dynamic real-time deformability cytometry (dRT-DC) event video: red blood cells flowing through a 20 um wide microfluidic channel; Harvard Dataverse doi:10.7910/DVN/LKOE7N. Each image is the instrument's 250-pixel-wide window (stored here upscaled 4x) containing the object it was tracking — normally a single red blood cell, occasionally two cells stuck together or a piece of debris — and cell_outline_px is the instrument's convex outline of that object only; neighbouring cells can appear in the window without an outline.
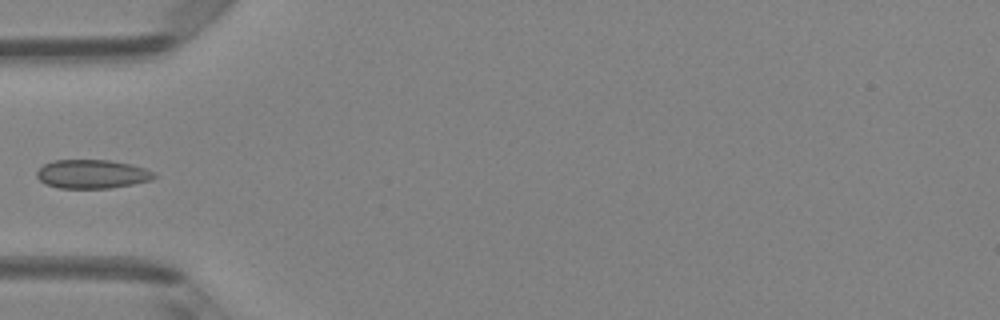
{"species": "Egyptian fruit bat (a non-hibernating species)", "species_latin": "Rousettus aegyptiacus", "temperature_condition": "room temperature", "stored_images_in_passage": 5, "camera_frame_rate_fps": 3000, "um_per_image_px": 0.085, "animal": {"sex": "female"}, "frame": {"image": 1, "passage_image": 5, "time_ms": 5.333, "image_size_px": [1000, 320], "cell_outline_px": [[156, 176], [152, 180], [132, 184], [108, 188], [60, 188], [44, 184], [36, 176], [36, 172], [44, 164], [52, 160], [108, 160], [132, 164], [144, 168], [152, 172]], "centroid_in_image_um": [7.8, 14.79], "position_along_channel_um": 77.2, "area_um2": 19.65}}